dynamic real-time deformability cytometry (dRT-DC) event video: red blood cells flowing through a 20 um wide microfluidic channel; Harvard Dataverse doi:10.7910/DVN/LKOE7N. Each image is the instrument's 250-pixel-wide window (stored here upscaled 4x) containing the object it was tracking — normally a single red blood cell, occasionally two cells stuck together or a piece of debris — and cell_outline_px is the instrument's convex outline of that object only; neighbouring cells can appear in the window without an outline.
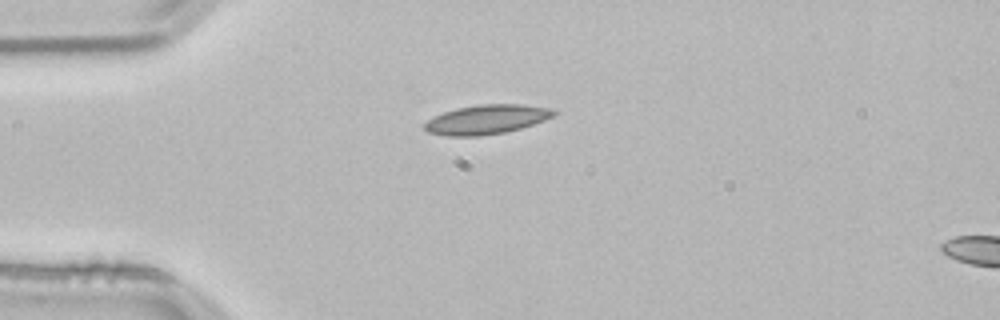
{"species": "common noctule bat (a hibernating species)", "species_latin": "Nyctalus noctula", "temperature_condition": "room temperature", "stored_images_in_passage": 41, "camera_frame_rate_fps": 3000, "um_per_image_px": 0.085, "animal": {"sex": "male", "body_mass_g": 21.5, "forearm_length_mm": 52.0}, "frame": {"image": 1, "passage_image": 1, "time_ms": 0.0, "image_size_px": [1000, 320], "cell_outline_px": [[560, 112], [556, 116], [520, 128], [504, 132], [480, 136], [448, 136], [428, 132], [424, 128], [424, 124], [428, 120], [444, 112], [456, 108], [480, 104], [524, 104], [552, 108]], "centroid_in_image_um": [41.42, 10.14], "position_along_channel_um": 43.6, "area_um2": 22.14}}
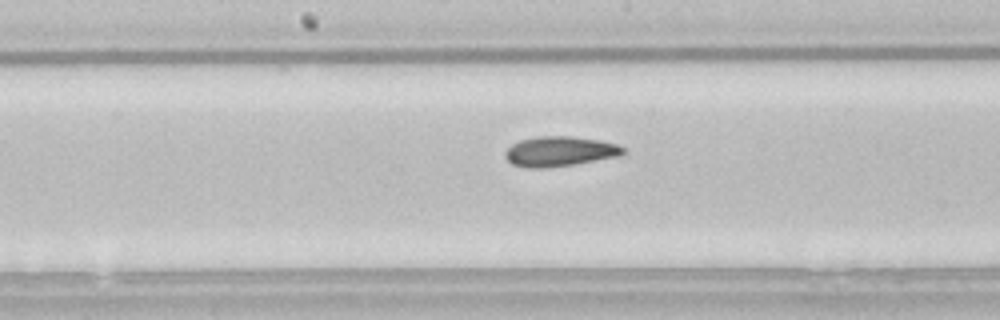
{"frame": {"image": 2, "passage_image": 15, "time_ms": 4.667, "image_size_px": [1000, 320], "cell_outline_px": [[628, 152], [620, 156], [576, 164], [548, 168], [528, 168], [512, 164], [508, 160], [504, 152], [512, 144], [520, 140], [536, 136], [572, 136], [600, 140], [616, 144], [624, 148]], "centroid_in_image_um": [47.6, 12.87], "position_along_channel_um": 200.6, "area_um2": 20.81}}
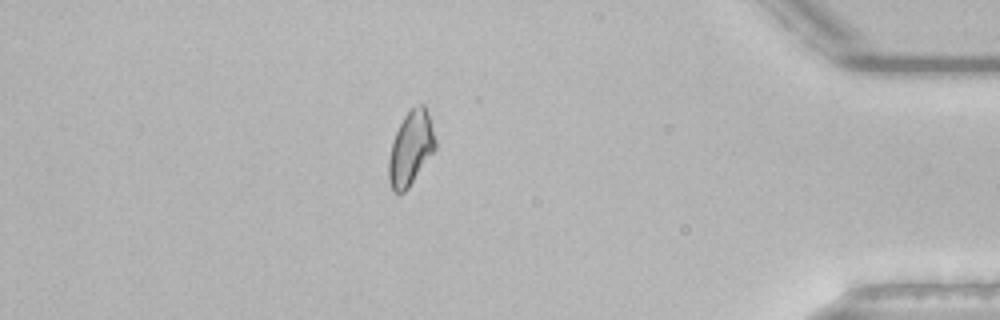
{"frame": {"image": 3, "passage_image": 34, "time_ms": 11.0, "image_size_px": [1000, 320], "cell_outline_px": [[436, 148], [408, 188], [404, 192], [392, 192], [388, 180], [388, 160], [392, 140], [404, 116], [416, 104], [424, 104], [436, 140]], "centroid_in_image_um": [34.88, 12.63], "position_along_channel_um": 400.3, "area_um2": 19.94}, "authors_computed_cell_mechanics": {"area_um2": 20.1144, "velocity_mm_per_s": 3.798, "shape_relaxation_time_tau1_ms": null, "shape_relaxation_time_tau2_ms": 4.0948, "deformation_change_tau1": null, "deformation_change_tau2": 0.1018}}